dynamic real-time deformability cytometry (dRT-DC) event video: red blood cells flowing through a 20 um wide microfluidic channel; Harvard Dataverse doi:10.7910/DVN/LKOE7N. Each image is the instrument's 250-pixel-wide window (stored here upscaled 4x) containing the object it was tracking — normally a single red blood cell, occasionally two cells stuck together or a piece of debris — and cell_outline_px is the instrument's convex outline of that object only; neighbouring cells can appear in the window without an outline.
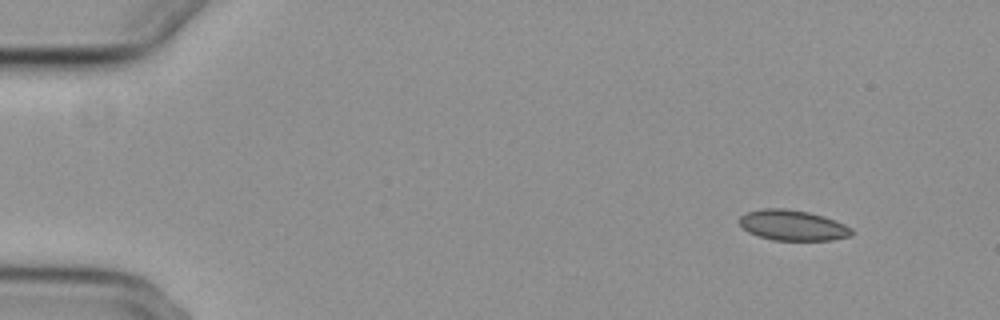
{"species": "common noctule bat (a hibernating species)", "species_latin": "Nyctalus noctula", "temperature_condition": "cold", "stored_images_in_passage": 5, "segment_of_instrument_passage": [1, 2], "camera_frame_rate_fps": 3000, "um_per_image_px": 0.085, "animal": {"sex": "female", "body_mass_g": 29.2, "forearm_length_mm": 56.3}, "frame": {"image": 1, "passage_image": 1, "time_ms": 0.0, "image_size_px": [1000, 320], "cell_outline_px": [[852, 236], [832, 240], [772, 240], [748, 232], [740, 224], [740, 216], [748, 212], [764, 208], [784, 208], [808, 212], [824, 216], [844, 224], [852, 228]], "centroid_in_image_um": [67.4, 19.15], "position_along_channel_um": 17.6, "area_um2": 19.83}}